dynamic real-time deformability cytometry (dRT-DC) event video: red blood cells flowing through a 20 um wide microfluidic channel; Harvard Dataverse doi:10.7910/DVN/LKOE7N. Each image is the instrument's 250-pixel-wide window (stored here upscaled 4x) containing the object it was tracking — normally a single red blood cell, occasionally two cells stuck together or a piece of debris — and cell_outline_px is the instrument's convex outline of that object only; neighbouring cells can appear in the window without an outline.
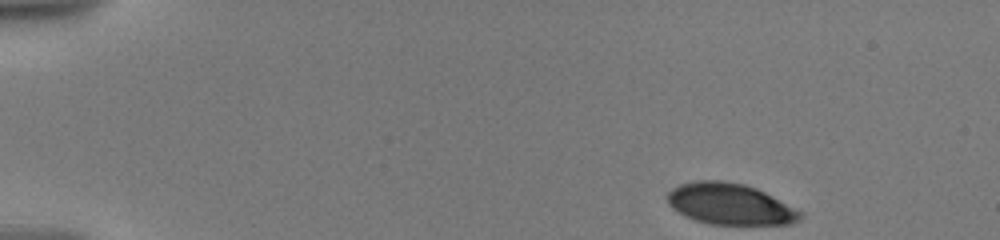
{"species": "human", "species_latin": "Homo sapiens", "temperature_condition": "warm", "stored_images_in_passage": 31, "camera_frame_rate_fps": 3000, "um_per_image_px": 0.085, "donor": {"sex": "male"}, "frame": {"image": 1, "passage_image": 1, "time_ms": 0.0, "image_size_px": [1000, 240], "cell_outline_px": [[804, 216], [800, 220], [792, 224], [708, 224], [684, 216], [672, 208], [668, 204], [668, 192], [672, 188], [680, 184], [696, 180], [724, 180], [744, 184], [756, 188], [804, 212]], "centroid_in_image_um": [62.06, 17.34], "position_along_channel_um": 22.9, "area_um2": 32.08}}
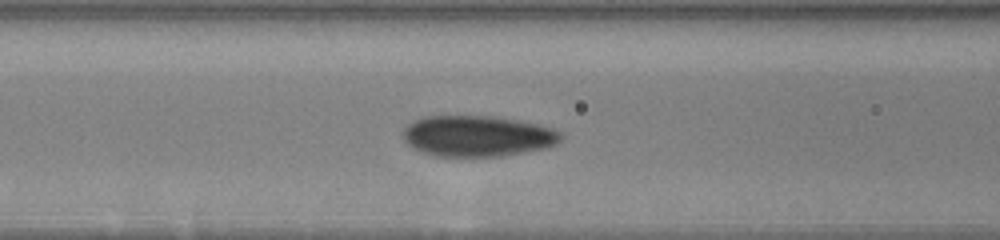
{"frame": {"image": 2, "passage_image": 24, "time_ms": 6.0, "image_size_px": [1000, 240], "cell_outline_px": [[564, 136], [556, 144], [548, 148], [500, 156], [432, 156], [420, 152], [412, 148], [404, 140], [404, 128], [412, 120], [424, 116], [496, 116], [536, 124], [552, 128], [560, 132]], "centroid_in_image_um": [40.57, 11.56], "position_along_channel_um": 126.0, "area_um2": 37.86}}
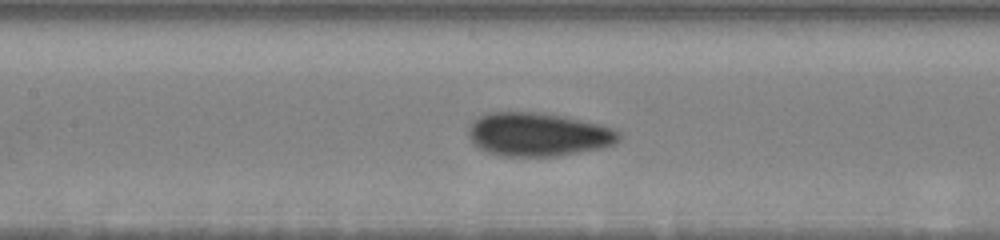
{"frame": {"image": 3, "passage_image": 30, "time_ms": 7.0, "image_size_px": [1000, 240], "cell_outline_px": [[620, 140], [612, 144], [600, 148], [556, 156], [500, 156], [484, 152], [472, 144], [468, 136], [468, 128], [480, 116], [488, 112], [540, 112], [564, 116], [600, 124], [616, 128], [620, 132]], "centroid_in_image_um": [45.72, 11.43], "position_along_channel_um": 161.7, "area_um2": 38.44}}